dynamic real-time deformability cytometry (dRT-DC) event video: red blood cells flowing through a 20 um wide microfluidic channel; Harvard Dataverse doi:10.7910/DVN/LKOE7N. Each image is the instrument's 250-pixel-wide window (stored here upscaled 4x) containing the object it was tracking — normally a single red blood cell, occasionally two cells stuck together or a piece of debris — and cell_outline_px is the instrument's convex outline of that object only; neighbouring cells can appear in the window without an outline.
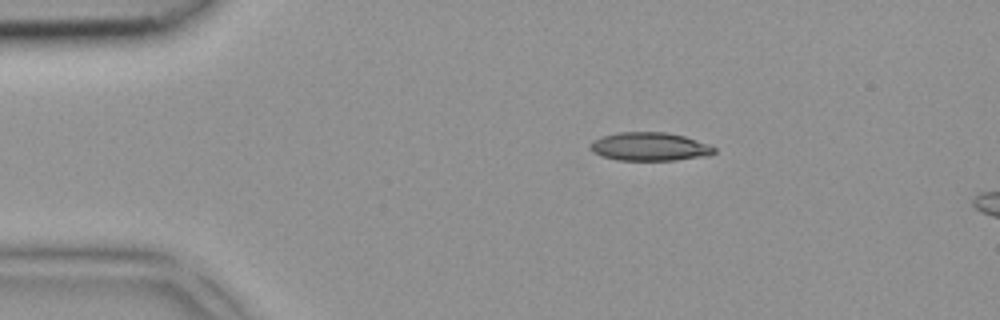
{"species": "common noctule bat (a hibernating species)", "species_latin": "Nyctalus noctula", "temperature_condition": "room temperature", "stored_images_in_passage": 2, "camera_frame_rate_fps": 3000, "um_per_image_px": 0.085, "animal": {"sex": "female", "body_mass_g": 18.4}, "frame": {"image": 1, "passage_image": 1, "time_ms": 0.0, "image_size_px": [1000, 320], "cell_outline_px": [[716, 152], [704, 156], [676, 160], [620, 160], [600, 156], [592, 152], [588, 148], [592, 140], [616, 132], [668, 132], [684, 136], [708, 144], [716, 148]], "centroid_in_image_um": [55.18, 12.46], "position_along_channel_um": 29.8, "area_um2": 20.58}}